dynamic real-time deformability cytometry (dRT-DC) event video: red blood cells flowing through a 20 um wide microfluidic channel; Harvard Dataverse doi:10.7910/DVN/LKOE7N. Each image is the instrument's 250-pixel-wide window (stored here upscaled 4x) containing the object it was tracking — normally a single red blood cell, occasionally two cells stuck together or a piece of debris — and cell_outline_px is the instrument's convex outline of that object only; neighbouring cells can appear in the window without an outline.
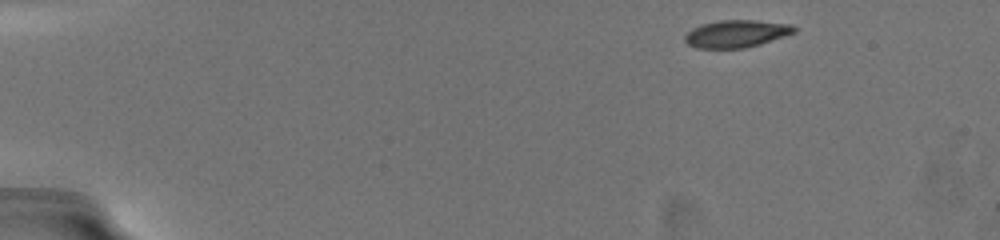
{"species": "common noctule bat (a hibernating species)", "species_latin": "Nyctalus noctula", "temperature_condition": "warm", "stored_images_in_passage": 20, "camera_frame_rate_fps": 3000, "um_per_image_px": 0.085, "animal": {"sex": "female", "body_mass_g": 19.5, "forearm_length_mm": 54.1}, "frame": {"image": 1, "passage_image": 1, "time_ms": 0.0, "image_size_px": [1000, 240], "cell_outline_px": [[796, 32], [760, 44], [744, 48], [696, 48], [688, 44], [684, 40], [684, 36], [692, 28], [700, 24], [716, 20], [756, 20], [792, 24], [796, 28]], "centroid_in_image_um": [62.58, 2.85], "position_along_channel_um": 22.4, "area_um2": 17.57}}
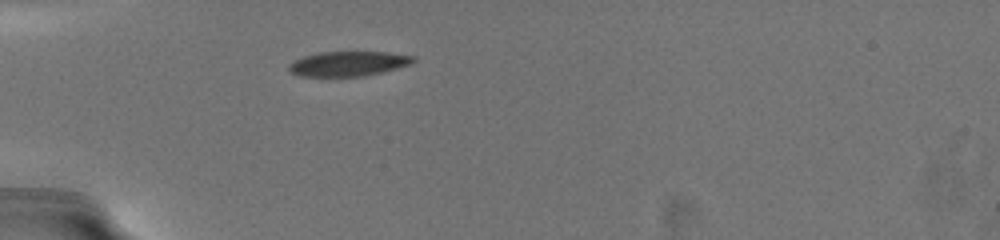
{"frame": {"image": 2, "passage_image": 19, "time_ms": 3.667, "image_size_px": [1000, 240], "cell_outline_px": [[416, 60], [412, 64], [364, 76], [300, 76], [288, 72], [288, 64], [304, 56], [320, 52], [388, 52], [416, 56]], "centroid_in_image_um": [29.61, 5.41], "position_along_channel_um": 55.4, "area_um2": 17.98}}